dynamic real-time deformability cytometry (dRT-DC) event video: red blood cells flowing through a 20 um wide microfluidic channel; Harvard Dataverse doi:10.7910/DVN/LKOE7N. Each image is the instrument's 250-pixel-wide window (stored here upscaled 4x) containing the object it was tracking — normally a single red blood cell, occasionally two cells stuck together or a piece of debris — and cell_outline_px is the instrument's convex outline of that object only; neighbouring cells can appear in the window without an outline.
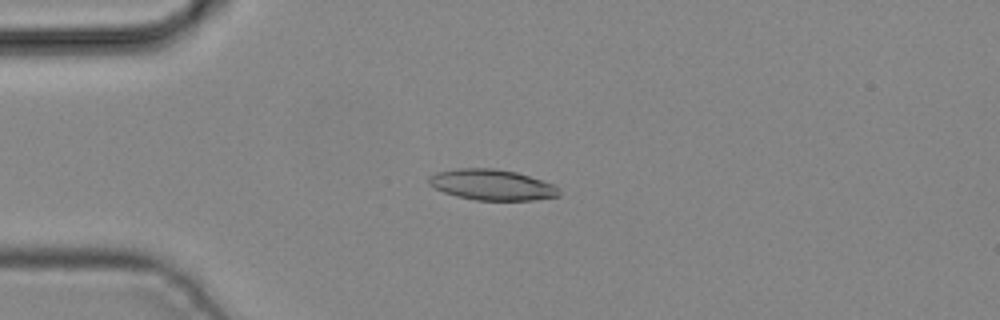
{"species": "common noctule bat (a hibernating species)", "species_latin": "Nyctalus noctula", "temperature_condition": "cold", "stored_images_in_passage": 3, "camera_frame_rate_fps": 3000, "um_per_image_px": 0.085, "animal": {"sex": "male", "body_mass_g": 19.2, "forearm_length_mm": 51.8}, "frame": {"image": 1, "passage_image": 3, "time_ms": 0.667, "image_size_px": [1000, 320], "cell_outline_px": [[560, 196], [532, 200], [476, 200], [456, 196], [444, 192], [428, 184], [428, 176], [436, 172], [460, 168], [492, 168], [516, 172], [552, 184], [560, 192]], "centroid_in_image_um": [41.77, 15.71], "position_along_channel_um": 43.2, "area_um2": 23.12}}